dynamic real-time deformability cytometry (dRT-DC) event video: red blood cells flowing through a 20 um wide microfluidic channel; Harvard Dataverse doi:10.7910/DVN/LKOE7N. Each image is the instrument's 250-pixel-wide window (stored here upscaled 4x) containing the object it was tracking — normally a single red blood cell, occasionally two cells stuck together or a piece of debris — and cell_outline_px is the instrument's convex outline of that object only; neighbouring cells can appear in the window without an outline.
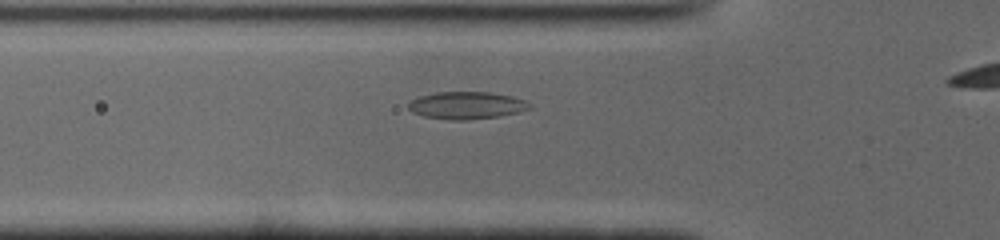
{"species": "common noctule bat (a hibernating species)", "species_latin": "Nyctalus noctula", "temperature_condition": "cold", "stored_images_in_passage": 32, "camera_frame_rate_fps": 3000, "um_per_image_px": 0.085, "animal": {"sex": "male", "body_mass_g": 19.0, "forearm_length_mm": 50.8}, "frame": {"image": 1, "passage_image": 3, "time_ms": 0.667, "image_size_px": [1000, 240], "cell_outline_px": [[532, 108], [520, 112], [500, 116], [468, 120], [452, 120], [424, 116], [412, 112], [408, 108], [408, 104], [412, 100], [420, 96], [436, 92], [488, 92], [512, 96], [524, 100], [532, 104]], "centroid_in_image_um": [39.7, 8.96], "position_along_channel_um": 86.1, "area_um2": 19.36}}
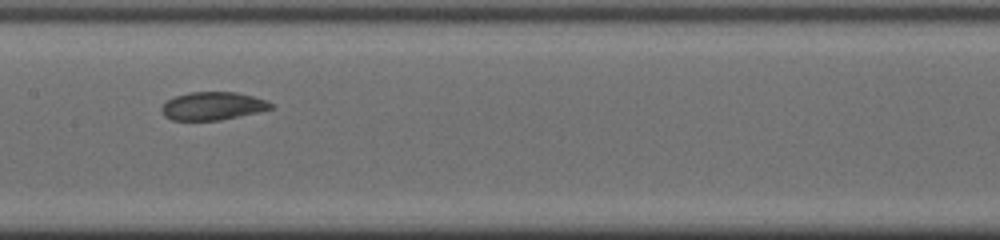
{"frame": {"image": 2, "passage_image": 11, "time_ms": 3.333, "image_size_px": [1000, 240], "cell_outline_px": [[272, 108], [256, 112], [220, 120], [172, 120], [164, 116], [160, 108], [168, 100], [176, 96], [188, 92], [236, 92], [268, 100], [272, 104]], "centroid_in_image_um": [18.06, 9.0], "position_along_channel_um": 189.3, "area_um2": 17.69}}
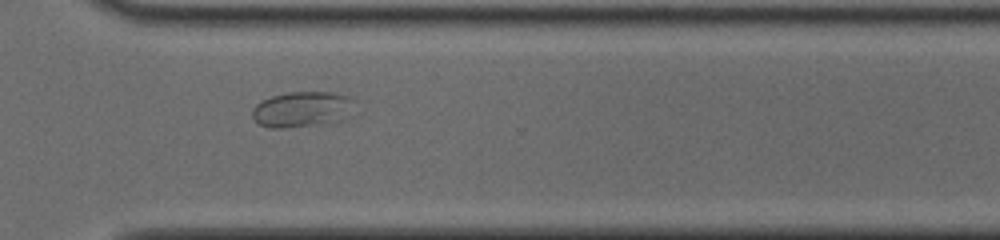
{"frame": {"image": 3, "passage_image": 23, "time_ms": 7.333, "image_size_px": [1000, 240], "cell_outline_px": [[356, 100], [332, 120], [284, 128], [268, 128], [260, 124], [252, 116], [252, 108], [256, 104], [272, 96], [284, 92], [332, 92], [348, 96]], "centroid_in_image_um": [25.48, 9.24], "position_along_channel_um": 345.1, "area_um2": 19.88}}